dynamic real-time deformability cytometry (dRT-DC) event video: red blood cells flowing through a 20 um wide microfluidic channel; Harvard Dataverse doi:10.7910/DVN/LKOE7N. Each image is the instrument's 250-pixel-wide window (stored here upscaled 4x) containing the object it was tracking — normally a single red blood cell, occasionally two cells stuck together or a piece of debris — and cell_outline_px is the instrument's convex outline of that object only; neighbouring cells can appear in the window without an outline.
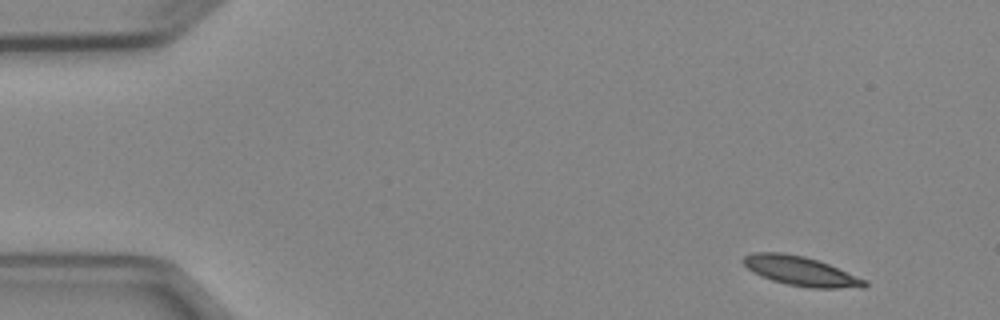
{"species": "Egyptian fruit bat (a non-hibernating species)", "species_latin": "Rousettus aegyptiacus", "temperature_condition": "cold", "stored_images_in_passage": 4, "camera_frame_rate_fps": 3000, "um_per_image_px": 0.085, "animal": {"sex": "female"}, "frame": {"image": 1, "passage_image": 1, "time_ms": 0.0, "image_size_px": [1000, 320], "cell_outline_px": [[868, 284], [864, 288], [812, 288], [788, 284], [772, 280], [760, 276], [752, 272], [740, 260], [744, 256], [752, 252], [784, 252], [804, 256], [828, 264], [868, 280]], "centroid_in_image_um": [68.06, 23.04], "position_along_channel_um": 16.9, "area_um2": 20.87}}
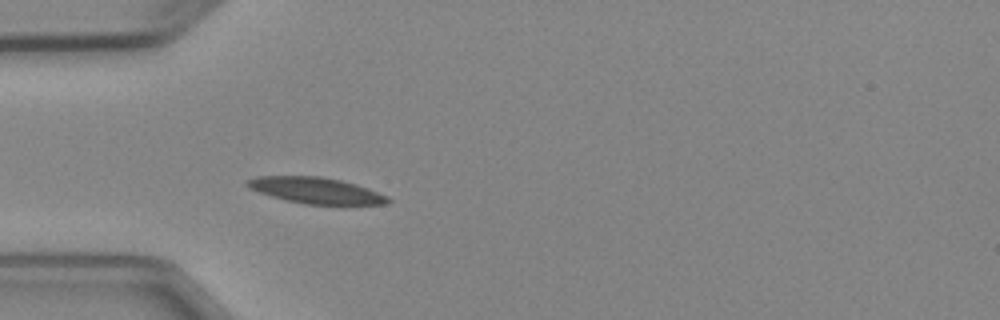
{"frame": {"image": 2, "passage_image": 4, "time_ms": 3.667, "image_size_px": [1000, 320], "cell_outline_px": [[392, 200], [388, 204], [344, 208], [304, 204], [272, 196], [248, 188], [244, 184], [244, 180], [256, 176], [320, 176], [340, 180], [356, 184], [368, 188], [388, 196]], "centroid_in_image_um": [26.97, 16.24], "position_along_channel_um": 58.0, "area_um2": 22.6}}